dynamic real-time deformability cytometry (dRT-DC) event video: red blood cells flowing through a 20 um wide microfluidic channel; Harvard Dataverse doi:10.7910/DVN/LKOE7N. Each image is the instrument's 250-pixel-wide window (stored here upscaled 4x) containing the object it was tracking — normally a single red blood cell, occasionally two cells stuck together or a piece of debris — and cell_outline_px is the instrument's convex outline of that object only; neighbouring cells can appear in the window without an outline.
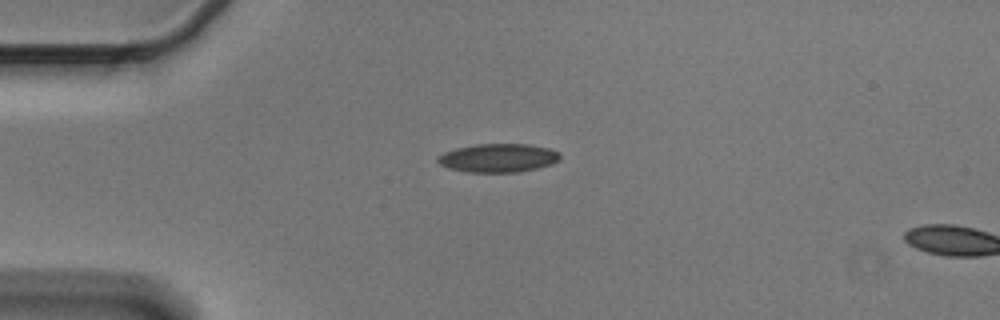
{"species": "Egyptian fruit bat (a non-hibernating species)", "species_latin": "Rousettus aegyptiacus", "temperature_condition": "cold", "stored_images_in_passage": 2, "segment_of_instrument_passage": [1, 2], "camera_frame_rate_fps": 3000, "um_per_image_px": 0.085, "animal": {"sex": "male"}, "frame": {"image": 1, "passage_image": 1, "time_ms": 0.0, "image_size_px": [1000, 320], "cell_outline_px": [[560, 160], [552, 164], [520, 172], [468, 172], [448, 168], [440, 164], [436, 160], [444, 152], [456, 148], [476, 144], [528, 144], [548, 148], [560, 152]], "centroid_in_image_um": [42.37, 13.42], "position_along_channel_um": 42.6, "area_um2": 20.35}}